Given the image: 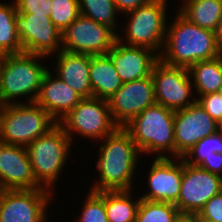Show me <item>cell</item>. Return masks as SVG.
<instances>
[{"label": "cell", "mask_w": 222, "mask_h": 222, "mask_svg": "<svg viewBox=\"0 0 222 222\" xmlns=\"http://www.w3.org/2000/svg\"><path fill=\"white\" fill-rule=\"evenodd\" d=\"M16 11L50 17L52 0H15Z\"/></svg>", "instance_id": "obj_31"}, {"label": "cell", "mask_w": 222, "mask_h": 222, "mask_svg": "<svg viewBox=\"0 0 222 222\" xmlns=\"http://www.w3.org/2000/svg\"><path fill=\"white\" fill-rule=\"evenodd\" d=\"M52 190H0V222H47Z\"/></svg>", "instance_id": "obj_11"}, {"label": "cell", "mask_w": 222, "mask_h": 222, "mask_svg": "<svg viewBox=\"0 0 222 222\" xmlns=\"http://www.w3.org/2000/svg\"><path fill=\"white\" fill-rule=\"evenodd\" d=\"M71 143L70 137L57 124L26 147L33 175L42 187L49 190L54 187L69 160Z\"/></svg>", "instance_id": "obj_6"}, {"label": "cell", "mask_w": 222, "mask_h": 222, "mask_svg": "<svg viewBox=\"0 0 222 222\" xmlns=\"http://www.w3.org/2000/svg\"><path fill=\"white\" fill-rule=\"evenodd\" d=\"M108 55L123 83L150 76L154 64L159 60V55L149 48L127 46L118 40Z\"/></svg>", "instance_id": "obj_18"}, {"label": "cell", "mask_w": 222, "mask_h": 222, "mask_svg": "<svg viewBox=\"0 0 222 222\" xmlns=\"http://www.w3.org/2000/svg\"><path fill=\"white\" fill-rule=\"evenodd\" d=\"M16 12L14 2H0V56L23 53L16 31Z\"/></svg>", "instance_id": "obj_25"}, {"label": "cell", "mask_w": 222, "mask_h": 222, "mask_svg": "<svg viewBox=\"0 0 222 222\" xmlns=\"http://www.w3.org/2000/svg\"><path fill=\"white\" fill-rule=\"evenodd\" d=\"M222 192V177L183 161V176L178 200L180 213L198 214L205 203Z\"/></svg>", "instance_id": "obj_13"}, {"label": "cell", "mask_w": 222, "mask_h": 222, "mask_svg": "<svg viewBox=\"0 0 222 222\" xmlns=\"http://www.w3.org/2000/svg\"><path fill=\"white\" fill-rule=\"evenodd\" d=\"M52 75L49 69L44 74L35 103L59 123L79 104L82 97L56 75Z\"/></svg>", "instance_id": "obj_19"}, {"label": "cell", "mask_w": 222, "mask_h": 222, "mask_svg": "<svg viewBox=\"0 0 222 222\" xmlns=\"http://www.w3.org/2000/svg\"><path fill=\"white\" fill-rule=\"evenodd\" d=\"M178 9L189 22L215 31L222 15V0H191Z\"/></svg>", "instance_id": "obj_23"}, {"label": "cell", "mask_w": 222, "mask_h": 222, "mask_svg": "<svg viewBox=\"0 0 222 222\" xmlns=\"http://www.w3.org/2000/svg\"><path fill=\"white\" fill-rule=\"evenodd\" d=\"M2 107H3V104H2V102L0 100V113H1Z\"/></svg>", "instance_id": "obj_40"}, {"label": "cell", "mask_w": 222, "mask_h": 222, "mask_svg": "<svg viewBox=\"0 0 222 222\" xmlns=\"http://www.w3.org/2000/svg\"><path fill=\"white\" fill-rule=\"evenodd\" d=\"M197 222H203V221H201V220L199 219L198 214H197Z\"/></svg>", "instance_id": "obj_41"}, {"label": "cell", "mask_w": 222, "mask_h": 222, "mask_svg": "<svg viewBox=\"0 0 222 222\" xmlns=\"http://www.w3.org/2000/svg\"><path fill=\"white\" fill-rule=\"evenodd\" d=\"M80 14L112 28L117 34L116 16L119 14L114 0H78Z\"/></svg>", "instance_id": "obj_26"}, {"label": "cell", "mask_w": 222, "mask_h": 222, "mask_svg": "<svg viewBox=\"0 0 222 222\" xmlns=\"http://www.w3.org/2000/svg\"><path fill=\"white\" fill-rule=\"evenodd\" d=\"M219 131L222 133V120L219 122Z\"/></svg>", "instance_id": "obj_38"}, {"label": "cell", "mask_w": 222, "mask_h": 222, "mask_svg": "<svg viewBox=\"0 0 222 222\" xmlns=\"http://www.w3.org/2000/svg\"><path fill=\"white\" fill-rule=\"evenodd\" d=\"M55 74L82 98L93 97L90 83V55L60 50L56 53Z\"/></svg>", "instance_id": "obj_20"}, {"label": "cell", "mask_w": 222, "mask_h": 222, "mask_svg": "<svg viewBox=\"0 0 222 222\" xmlns=\"http://www.w3.org/2000/svg\"><path fill=\"white\" fill-rule=\"evenodd\" d=\"M107 101L113 121L124 127L146 108L157 104L152 76L123 83Z\"/></svg>", "instance_id": "obj_14"}, {"label": "cell", "mask_w": 222, "mask_h": 222, "mask_svg": "<svg viewBox=\"0 0 222 222\" xmlns=\"http://www.w3.org/2000/svg\"><path fill=\"white\" fill-rule=\"evenodd\" d=\"M197 103L219 124L222 120V96L209 93L196 98Z\"/></svg>", "instance_id": "obj_32"}, {"label": "cell", "mask_w": 222, "mask_h": 222, "mask_svg": "<svg viewBox=\"0 0 222 222\" xmlns=\"http://www.w3.org/2000/svg\"><path fill=\"white\" fill-rule=\"evenodd\" d=\"M90 83L93 97L108 100L123 84L108 55L90 56Z\"/></svg>", "instance_id": "obj_21"}, {"label": "cell", "mask_w": 222, "mask_h": 222, "mask_svg": "<svg viewBox=\"0 0 222 222\" xmlns=\"http://www.w3.org/2000/svg\"><path fill=\"white\" fill-rule=\"evenodd\" d=\"M172 20L171 25H167L163 50L159 55L162 62L189 68L196 62L222 55L214 31L189 22L178 11Z\"/></svg>", "instance_id": "obj_2"}, {"label": "cell", "mask_w": 222, "mask_h": 222, "mask_svg": "<svg viewBox=\"0 0 222 222\" xmlns=\"http://www.w3.org/2000/svg\"><path fill=\"white\" fill-rule=\"evenodd\" d=\"M132 195L131 190L104 191V205L109 222H135L141 198L134 199Z\"/></svg>", "instance_id": "obj_24"}, {"label": "cell", "mask_w": 222, "mask_h": 222, "mask_svg": "<svg viewBox=\"0 0 222 222\" xmlns=\"http://www.w3.org/2000/svg\"><path fill=\"white\" fill-rule=\"evenodd\" d=\"M153 0H114L117 11L121 14L127 13L138 7L144 6Z\"/></svg>", "instance_id": "obj_35"}, {"label": "cell", "mask_w": 222, "mask_h": 222, "mask_svg": "<svg viewBox=\"0 0 222 222\" xmlns=\"http://www.w3.org/2000/svg\"><path fill=\"white\" fill-rule=\"evenodd\" d=\"M117 33L107 25L80 15L62 32V50L90 56L108 54Z\"/></svg>", "instance_id": "obj_9"}, {"label": "cell", "mask_w": 222, "mask_h": 222, "mask_svg": "<svg viewBox=\"0 0 222 222\" xmlns=\"http://www.w3.org/2000/svg\"><path fill=\"white\" fill-rule=\"evenodd\" d=\"M149 169L147 183L149 191L140 196V198L152 202L175 203L181 190L182 158L155 157Z\"/></svg>", "instance_id": "obj_16"}, {"label": "cell", "mask_w": 222, "mask_h": 222, "mask_svg": "<svg viewBox=\"0 0 222 222\" xmlns=\"http://www.w3.org/2000/svg\"><path fill=\"white\" fill-rule=\"evenodd\" d=\"M57 124L58 122L35 102L3 105L0 113V142L27 147Z\"/></svg>", "instance_id": "obj_5"}, {"label": "cell", "mask_w": 222, "mask_h": 222, "mask_svg": "<svg viewBox=\"0 0 222 222\" xmlns=\"http://www.w3.org/2000/svg\"><path fill=\"white\" fill-rule=\"evenodd\" d=\"M184 3L183 4H185V3H187V2H189V1H191V0H182Z\"/></svg>", "instance_id": "obj_42"}, {"label": "cell", "mask_w": 222, "mask_h": 222, "mask_svg": "<svg viewBox=\"0 0 222 222\" xmlns=\"http://www.w3.org/2000/svg\"><path fill=\"white\" fill-rule=\"evenodd\" d=\"M188 71L194 93L198 97L218 92L222 85V55L212 60L196 62Z\"/></svg>", "instance_id": "obj_22"}, {"label": "cell", "mask_w": 222, "mask_h": 222, "mask_svg": "<svg viewBox=\"0 0 222 222\" xmlns=\"http://www.w3.org/2000/svg\"><path fill=\"white\" fill-rule=\"evenodd\" d=\"M199 167L222 177V154L215 153V155L205 159Z\"/></svg>", "instance_id": "obj_34"}, {"label": "cell", "mask_w": 222, "mask_h": 222, "mask_svg": "<svg viewBox=\"0 0 222 222\" xmlns=\"http://www.w3.org/2000/svg\"><path fill=\"white\" fill-rule=\"evenodd\" d=\"M174 114V110L154 104L123 128L141 154H157V158L174 157Z\"/></svg>", "instance_id": "obj_4"}, {"label": "cell", "mask_w": 222, "mask_h": 222, "mask_svg": "<svg viewBox=\"0 0 222 222\" xmlns=\"http://www.w3.org/2000/svg\"><path fill=\"white\" fill-rule=\"evenodd\" d=\"M80 213L79 219L73 222H109L104 205V191H89Z\"/></svg>", "instance_id": "obj_30"}, {"label": "cell", "mask_w": 222, "mask_h": 222, "mask_svg": "<svg viewBox=\"0 0 222 222\" xmlns=\"http://www.w3.org/2000/svg\"><path fill=\"white\" fill-rule=\"evenodd\" d=\"M15 22L23 53L49 58L62 50V33L50 17L16 12Z\"/></svg>", "instance_id": "obj_12"}, {"label": "cell", "mask_w": 222, "mask_h": 222, "mask_svg": "<svg viewBox=\"0 0 222 222\" xmlns=\"http://www.w3.org/2000/svg\"><path fill=\"white\" fill-rule=\"evenodd\" d=\"M102 140L96 162L99 181L96 180L91 191L132 190L141 151L123 127H118Z\"/></svg>", "instance_id": "obj_1"}, {"label": "cell", "mask_w": 222, "mask_h": 222, "mask_svg": "<svg viewBox=\"0 0 222 222\" xmlns=\"http://www.w3.org/2000/svg\"><path fill=\"white\" fill-rule=\"evenodd\" d=\"M167 3V0H153L125 13L124 16H129L127 27L123 26L125 39L123 41L122 36L117 34V40L127 46L149 48L160 55L166 37Z\"/></svg>", "instance_id": "obj_7"}, {"label": "cell", "mask_w": 222, "mask_h": 222, "mask_svg": "<svg viewBox=\"0 0 222 222\" xmlns=\"http://www.w3.org/2000/svg\"><path fill=\"white\" fill-rule=\"evenodd\" d=\"M198 216L203 222H222V192L207 201Z\"/></svg>", "instance_id": "obj_33"}, {"label": "cell", "mask_w": 222, "mask_h": 222, "mask_svg": "<svg viewBox=\"0 0 222 222\" xmlns=\"http://www.w3.org/2000/svg\"><path fill=\"white\" fill-rule=\"evenodd\" d=\"M214 32H215V38H216L217 44L219 48L222 50V15L218 21V25Z\"/></svg>", "instance_id": "obj_37"}, {"label": "cell", "mask_w": 222, "mask_h": 222, "mask_svg": "<svg viewBox=\"0 0 222 222\" xmlns=\"http://www.w3.org/2000/svg\"><path fill=\"white\" fill-rule=\"evenodd\" d=\"M42 187L33 175L26 147L0 142V190Z\"/></svg>", "instance_id": "obj_17"}, {"label": "cell", "mask_w": 222, "mask_h": 222, "mask_svg": "<svg viewBox=\"0 0 222 222\" xmlns=\"http://www.w3.org/2000/svg\"><path fill=\"white\" fill-rule=\"evenodd\" d=\"M179 214L174 203L141 199L135 222H175Z\"/></svg>", "instance_id": "obj_27"}, {"label": "cell", "mask_w": 222, "mask_h": 222, "mask_svg": "<svg viewBox=\"0 0 222 222\" xmlns=\"http://www.w3.org/2000/svg\"><path fill=\"white\" fill-rule=\"evenodd\" d=\"M151 76L157 104L176 111L196 102L188 68L170 66L159 59Z\"/></svg>", "instance_id": "obj_10"}, {"label": "cell", "mask_w": 222, "mask_h": 222, "mask_svg": "<svg viewBox=\"0 0 222 222\" xmlns=\"http://www.w3.org/2000/svg\"><path fill=\"white\" fill-rule=\"evenodd\" d=\"M42 58L47 57L29 53L0 56V100L3 105L24 103L17 97L27 98L25 103L35 102L42 78L49 68L39 63Z\"/></svg>", "instance_id": "obj_3"}, {"label": "cell", "mask_w": 222, "mask_h": 222, "mask_svg": "<svg viewBox=\"0 0 222 222\" xmlns=\"http://www.w3.org/2000/svg\"><path fill=\"white\" fill-rule=\"evenodd\" d=\"M175 222H197V214L180 213Z\"/></svg>", "instance_id": "obj_36"}, {"label": "cell", "mask_w": 222, "mask_h": 222, "mask_svg": "<svg viewBox=\"0 0 222 222\" xmlns=\"http://www.w3.org/2000/svg\"><path fill=\"white\" fill-rule=\"evenodd\" d=\"M80 15L78 0H52L50 18L61 33Z\"/></svg>", "instance_id": "obj_29"}, {"label": "cell", "mask_w": 222, "mask_h": 222, "mask_svg": "<svg viewBox=\"0 0 222 222\" xmlns=\"http://www.w3.org/2000/svg\"><path fill=\"white\" fill-rule=\"evenodd\" d=\"M218 93L222 96V85H221V87L219 88Z\"/></svg>", "instance_id": "obj_39"}, {"label": "cell", "mask_w": 222, "mask_h": 222, "mask_svg": "<svg viewBox=\"0 0 222 222\" xmlns=\"http://www.w3.org/2000/svg\"><path fill=\"white\" fill-rule=\"evenodd\" d=\"M215 153L222 154V133L219 130L201 139L181 158L188 165L199 166Z\"/></svg>", "instance_id": "obj_28"}, {"label": "cell", "mask_w": 222, "mask_h": 222, "mask_svg": "<svg viewBox=\"0 0 222 222\" xmlns=\"http://www.w3.org/2000/svg\"><path fill=\"white\" fill-rule=\"evenodd\" d=\"M73 142V134L102 140L118 126L112 119L108 101L97 97L82 98L59 123Z\"/></svg>", "instance_id": "obj_8"}, {"label": "cell", "mask_w": 222, "mask_h": 222, "mask_svg": "<svg viewBox=\"0 0 222 222\" xmlns=\"http://www.w3.org/2000/svg\"><path fill=\"white\" fill-rule=\"evenodd\" d=\"M219 124L197 101L174 114V158H181L201 139L216 133Z\"/></svg>", "instance_id": "obj_15"}]
</instances>
